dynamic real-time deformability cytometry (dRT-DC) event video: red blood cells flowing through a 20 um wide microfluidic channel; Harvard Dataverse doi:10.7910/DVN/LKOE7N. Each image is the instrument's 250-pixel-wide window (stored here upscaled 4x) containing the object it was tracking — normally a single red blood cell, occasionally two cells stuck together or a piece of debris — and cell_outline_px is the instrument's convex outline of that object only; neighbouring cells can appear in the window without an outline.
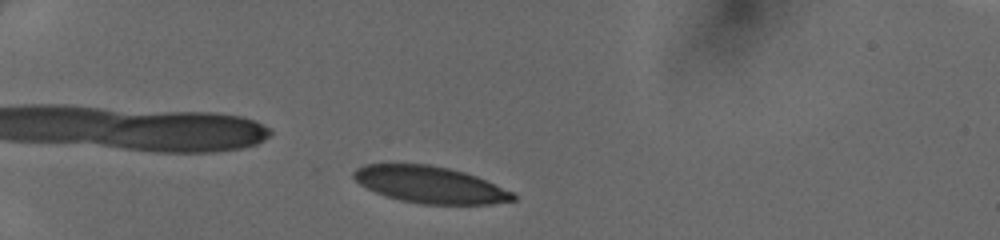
{"species": "human", "species_latin": "Homo sapiens", "temperature_condition": "cold", "stored_images_in_passage": 30, "camera_frame_rate_fps": 3000, "um_per_image_px": 0.085, "donor": {"sex": "female"}, "frame": {"image": 1, "passage_image": 3, "time_ms": 0.667, "image_size_px": [1000, 240], "cell_outline_px": [[516, 200], [492, 204], [420, 204], [400, 200], [376, 192], [360, 184], [352, 176], [352, 172], [356, 168], [364, 164], [428, 164], [448, 168], [464, 172], [476, 176], [512, 192], [516, 196]], "centroid_in_image_um": [36.54, 15.7], "position_along_channel_um": 48.5, "area_um2": 33.93}}
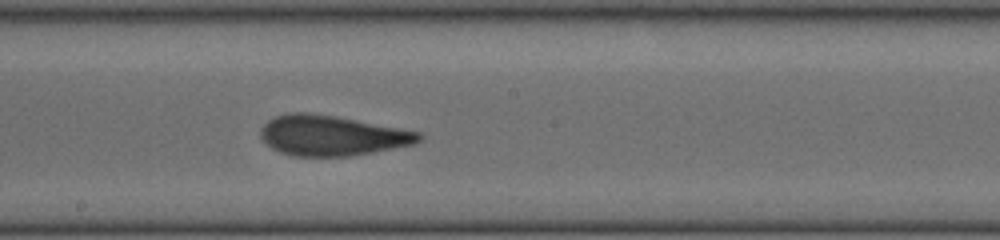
{"frame": {"image": 2, "passage_image": 17, "time_ms": 5.333, "image_size_px": [1000, 240], "cell_outline_px": [[424, 140], [412, 144], [372, 152], [348, 156], [292, 156], [280, 152], [272, 148], [260, 136], [260, 128], [268, 120], [276, 116], [292, 112], [308, 112], [336, 116], [420, 132], [424, 136]], "centroid_in_image_um": [28.2, 11.51], "position_along_channel_um": 220.0, "area_um2": 36.93}}
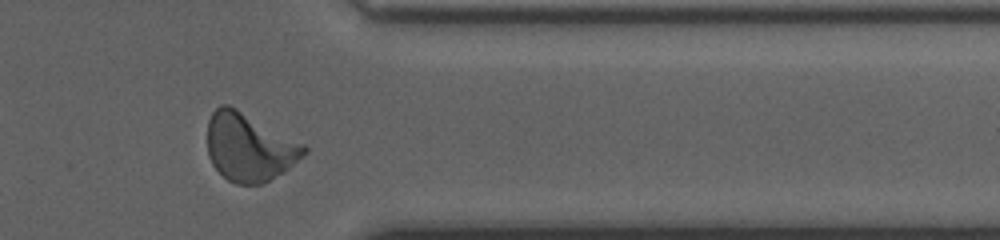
{"frame": {"image": 3, "passage_image": 28, "time_ms": 9.0, "image_size_px": [1000, 240], "cell_outline_px": [[308, 152], [284, 172], [264, 184], [236, 184], [228, 180], [212, 164], [208, 156], [208, 120], [212, 112], [220, 104], [228, 104], [236, 108], [304, 144], [308, 148]], "centroid_in_image_um": [21.18, 12.52], "position_along_channel_um": 390.2, "area_um2": 38.21}}